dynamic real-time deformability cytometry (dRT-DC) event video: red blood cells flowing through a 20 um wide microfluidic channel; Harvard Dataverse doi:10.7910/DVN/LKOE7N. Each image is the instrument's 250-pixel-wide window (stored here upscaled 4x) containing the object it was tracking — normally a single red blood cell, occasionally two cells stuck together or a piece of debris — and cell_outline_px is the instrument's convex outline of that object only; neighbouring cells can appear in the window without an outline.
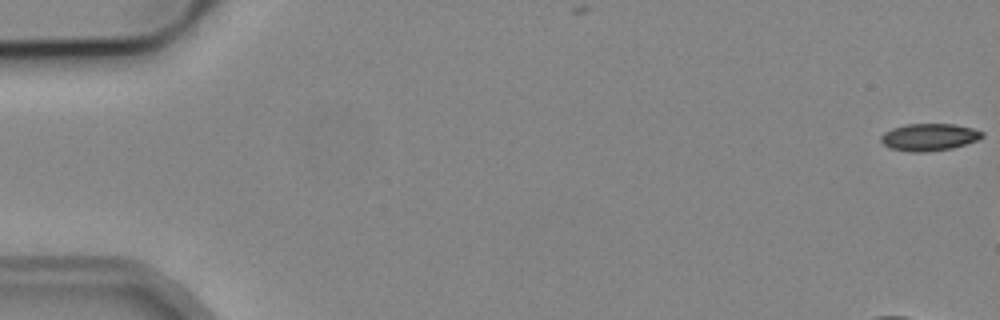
{"species": "common noctule bat (a hibernating species)", "species_latin": "Nyctalus noctula", "temperature_condition": "cold", "stored_images_in_passage": 4, "camera_frame_rate_fps": 3000, "um_per_image_px": 0.085, "animal": {"sex": "male", "body_mass_g": 19.2, "forearm_length_mm": 51.8}, "frame": {"image": 1, "passage_image": 1, "time_ms": 0.0, "image_size_px": [1000, 320], "cell_outline_px": [[984, 136], [976, 140], [952, 148], [924, 152], [912, 152], [888, 148], [880, 140], [880, 136], [884, 132], [892, 128], [908, 124], [952, 124], [972, 128], [984, 132]], "centroid_in_image_um": [78.95, 11.65], "position_along_channel_um": 6.1, "area_um2": 15.95}}